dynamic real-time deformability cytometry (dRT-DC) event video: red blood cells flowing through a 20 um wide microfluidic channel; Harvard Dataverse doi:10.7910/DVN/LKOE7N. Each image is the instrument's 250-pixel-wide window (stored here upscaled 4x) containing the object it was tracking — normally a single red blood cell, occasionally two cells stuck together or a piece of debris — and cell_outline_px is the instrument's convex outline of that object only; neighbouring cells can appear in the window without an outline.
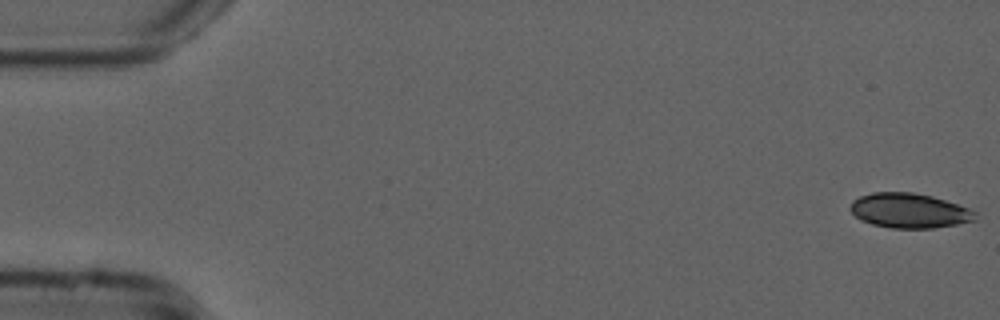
{"species": "common noctule bat (a hibernating species)", "species_latin": "Nyctalus noctula", "temperature_condition": "cold", "stored_images_in_passage": 6, "camera_frame_rate_fps": 3000, "um_per_image_px": 0.085, "animal": {"sex": "male", "forearm_length_mm": 52.5}, "frame": {"image": 1, "passage_image": 1, "time_ms": 0.0, "image_size_px": [1000, 320], "cell_outline_px": [[976, 220], [956, 224], [932, 228], [892, 228], [872, 224], [860, 220], [848, 208], [852, 200], [860, 196], [872, 192], [912, 192], [932, 196], [968, 208], [976, 212]], "centroid_in_image_um": [77.25, 17.9], "position_along_channel_um": 7.7, "area_um2": 25.26}}